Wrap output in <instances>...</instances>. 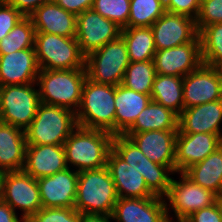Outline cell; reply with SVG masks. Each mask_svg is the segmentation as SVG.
<instances>
[{
    "instance_id": "13",
    "label": "cell",
    "mask_w": 222,
    "mask_h": 222,
    "mask_svg": "<svg viewBox=\"0 0 222 222\" xmlns=\"http://www.w3.org/2000/svg\"><path fill=\"white\" fill-rule=\"evenodd\" d=\"M156 50L169 49L198 37L196 20L187 15L165 12L151 25Z\"/></svg>"
},
{
    "instance_id": "23",
    "label": "cell",
    "mask_w": 222,
    "mask_h": 222,
    "mask_svg": "<svg viewBox=\"0 0 222 222\" xmlns=\"http://www.w3.org/2000/svg\"><path fill=\"white\" fill-rule=\"evenodd\" d=\"M221 122L222 99L184 109L179 115L178 133L222 134Z\"/></svg>"
},
{
    "instance_id": "11",
    "label": "cell",
    "mask_w": 222,
    "mask_h": 222,
    "mask_svg": "<svg viewBox=\"0 0 222 222\" xmlns=\"http://www.w3.org/2000/svg\"><path fill=\"white\" fill-rule=\"evenodd\" d=\"M2 200L15 212L20 209L25 221L42 208L37 180L23 170L6 172Z\"/></svg>"
},
{
    "instance_id": "9",
    "label": "cell",
    "mask_w": 222,
    "mask_h": 222,
    "mask_svg": "<svg viewBox=\"0 0 222 222\" xmlns=\"http://www.w3.org/2000/svg\"><path fill=\"white\" fill-rule=\"evenodd\" d=\"M112 149L126 163L141 173L148 189L155 196L161 198L166 196L172 179L169 175L175 174L168 166L151 161L124 135H114Z\"/></svg>"
},
{
    "instance_id": "1",
    "label": "cell",
    "mask_w": 222,
    "mask_h": 222,
    "mask_svg": "<svg viewBox=\"0 0 222 222\" xmlns=\"http://www.w3.org/2000/svg\"><path fill=\"white\" fill-rule=\"evenodd\" d=\"M113 137L105 130L78 126L63 144L67 166L77 172L105 167Z\"/></svg>"
},
{
    "instance_id": "10",
    "label": "cell",
    "mask_w": 222,
    "mask_h": 222,
    "mask_svg": "<svg viewBox=\"0 0 222 222\" xmlns=\"http://www.w3.org/2000/svg\"><path fill=\"white\" fill-rule=\"evenodd\" d=\"M177 174H180V179L175 180L172 177L168 193L164 197L169 222H175L173 217L170 218V208L174 212L176 222H183L192 213L214 204L219 199L211 190L195 184L184 173Z\"/></svg>"
},
{
    "instance_id": "3",
    "label": "cell",
    "mask_w": 222,
    "mask_h": 222,
    "mask_svg": "<svg viewBox=\"0 0 222 222\" xmlns=\"http://www.w3.org/2000/svg\"><path fill=\"white\" fill-rule=\"evenodd\" d=\"M115 86L97 83L88 77L84 82L77 124L87 129H100L115 135Z\"/></svg>"
},
{
    "instance_id": "38",
    "label": "cell",
    "mask_w": 222,
    "mask_h": 222,
    "mask_svg": "<svg viewBox=\"0 0 222 222\" xmlns=\"http://www.w3.org/2000/svg\"><path fill=\"white\" fill-rule=\"evenodd\" d=\"M23 18L24 16L6 0H0V40Z\"/></svg>"
},
{
    "instance_id": "24",
    "label": "cell",
    "mask_w": 222,
    "mask_h": 222,
    "mask_svg": "<svg viewBox=\"0 0 222 222\" xmlns=\"http://www.w3.org/2000/svg\"><path fill=\"white\" fill-rule=\"evenodd\" d=\"M36 32L75 37L77 16L54 1L37 8L30 16Z\"/></svg>"
},
{
    "instance_id": "21",
    "label": "cell",
    "mask_w": 222,
    "mask_h": 222,
    "mask_svg": "<svg viewBox=\"0 0 222 222\" xmlns=\"http://www.w3.org/2000/svg\"><path fill=\"white\" fill-rule=\"evenodd\" d=\"M119 198H148L155 195L137 170L126 163L113 149L110 150L106 164Z\"/></svg>"
},
{
    "instance_id": "46",
    "label": "cell",
    "mask_w": 222,
    "mask_h": 222,
    "mask_svg": "<svg viewBox=\"0 0 222 222\" xmlns=\"http://www.w3.org/2000/svg\"><path fill=\"white\" fill-rule=\"evenodd\" d=\"M5 175H6V172L4 170L0 169V201L3 198V188H4Z\"/></svg>"
},
{
    "instance_id": "40",
    "label": "cell",
    "mask_w": 222,
    "mask_h": 222,
    "mask_svg": "<svg viewBox=\"0 0 222 222\" xmlns=\"http://www.w3.org/2000/svg\"><path fill=\"white\" fill-rule=\"evenodd\" d=\"M183 222H222L221 198L214 204L192 213Z\"/></svg>"
},
{
    "instance_id": "2",
    "label": "cell",
    "mask_w": 222,
    "mask_h": 222,
    "mask_svg": "<svg viewBox=\"0 0 222 222\" xmlns=\"http://www.w3.org/2000/svg\"><path fill=\"white\" fill-rule=\"evenodd\" d=\"M118 198L115 184L107 166L78 172L74 208L80 214L111 216Z\"/></svg>"
},
{
    "instance_id": "14",
    "label": "cell",
    "mask_w": 222,
    "mask_h": 222,
    "mask_svg": "<svg viewBox=\"0 0 222 222\" xmlns=\"http://www.w3.org/2000/svg\"><path fill=\"white\" fill-rule=\"evenodd\" d=\"M222 145V134L177 133L175 173H184L189 167L204 160Z\"/></svg>"
},
{
    "instance_id": "20",
    "label": "cell",
    "mask_w": 222,
    "mask_h": 222,
    "mask_svg": "<svg viewBox=\"0 0 222 222\" xmlns=\"http://www.w3.org/2000/svg\"><path fill=\"white\" fill-rule=\"evenodd\" d=\"M39 72L35 48L0 54V87L36 83Z\"/></svg>"
},
{
    "instance_id": "34",
    "label": "cell",
    "mask_w": 222,
    "mask_h": 222,
    "mask_svg": "<svg viewBox=\"0 0 222 222\" xmlns=\"http://www.w3.org/2000/svg\"><path fill=\"white\" fill-rule=\"evenodd\" d=\"M200 38L202 63L211 65L222 59V23L203 27L198 34Z\"/></svg>"
},
{
    "instance_id": "45",
    "label": "cell",
    "mask_w": 222,
    "mask_h": 222,
    "mask_svg": "<svg viewBox=\"0 0 222 222\" xmlns=\"http://www.w3.org/2000/svg\"><path fill=\"white\" fill-rule=\"evenodd\" d=\"M210 66L215 70L218 78L222 81V59L213 62Z\"/></svg>"
},
{
    "instance_id": "28",
    "label": "cell",
    "mask_w": 222,
    "mask_h": 222,
    "mask_svg": "<svg viewBox=\"0 0 222 222\" xmlns=\"http://www.w3.org/2000/svg\"><path fill=\"white\" fill-rule=\"evenodd\" d=\"M178 120L175 112L151 100L126 132L178 130Z\"/></svg>"
},
{
    "instance_id": "12",
    "label": "cell",
    "mask_w": 222,
    "mask_h": 222,
    "mask_svg": "<svg viewBox=\"0 0 222 222\" xmlns=\"http://www.w3.org/2000/svg\"><path fill=\"white\" fill-rule=\"evenodd\" d=\"M120 34L119 26L93 9L86 10L77 16L75 38L85 57L106 43L116 40Z\"/></svg>"
},
{
    "instance_id": "33",
    "label": "cell",
    "mask_w": 222,
    "mask_h": 222,
    "mask_svg": "<svg viewBox=\"0 0 222 222\" xmlns=\"http://www.w3.org/2000/svg\"><path fill=\"white\" fill-rule=\"evenodd\" d=\"M165 12L164 0H130L128 27H151Z\"/></svg>"
},
{
    "instance_id": "22",
    "label": "cell",
    "mask_w": 222,
    "mask_h": 222,
    "mask_svg": "<svg viewBox=\"0 0 222 222\" xmlns=\"http://www.w3.org/2000/svg\"><path fill=\"white\" fill-rule=\"evenodd\" d=\"M68 168L63 145H26L23 171L35 179Z\"/></svg>"
},
{
    "instance_id": "35",
    "label": "cell",
    "mask_w": 222,
    "mask_h": 222,
    "mask_svg": "<svg viewBox=\"0 0 222 222\" xmlns=\"http://www.w3.org/2000/svg\"><path fill=\"white\" fill-rule=\"evenodd\" d=\"M92 9L121 29L128 27L130 0H94Z\"/></svg>"
},
{
    "instance_id": "36",
    "label": "cell",
    "mask_w": 222,
    "mask_h": 222,
    "mask_svg": "<svg viewBox=\"0 0 222 222\" xmlns=\"http://www.w3.org/2000/svg\"><path fill=\"white\" fill-rule=\"evenodd\" d=\"M80 215L75 208L42 207L26 222H80Z\"/></svg>"
},
{
    "instance_id": "19",
    "label": "cell",
    "mask_w": 222,
    "mask_h": 222,
    "mask_svg": "<svg viewBox=\"0 0 222 222\" xmlns=\"http://www.w3.org/2000/svg\"><path fill=\"white\" fill-rule=\"evenodd\" d=\"M164 198H118L111 218L116 222H169Z\"/></svg>"
},
{
    "instance_id": "43",
    "label": "cell",
    "mask_w": 222,
    "mask_h": 222,
    "mask_svg": "<svg viewBox=\"0 0 222 222\" xmlns=\"http://www.w3.org/2000/svg\"><path fill=\"white\" fill-rule=\"evenodd\" d=\"M16 214L8 203L0 201V222H26L22 217L19 219Z\"/></svg>"
},
{
    "instance_id": "26",
    "label": "cell",
    "mask_w": 222,
    "mask_h": 222,
    "mask_svg": "<svg viewBox=\"0 0 222 222\" xmlns=\"http://www.w3.org/2000/svg\"><path fill=\"white\" fill-rule=\"evenodd\" d=\"M26 145L25 131L0 122V169L5 172L23 170Z\"/></svg>"
},
{
    "instance_id": "30",
    "label": "cell",
    "mask_w": 222,
    "mask_h": 222,
    "mask_svg": "<svg viewBox=\"0 0 222 222\" xmlns=\"http://www.w3.org/2000/svg\"><path fill=\"white\" fill-rule=\"evenodd\" d=\"M120 36L127 46L130 62L154 59L156 48L151 27H125Z\"/></svg>"
},
{
    "instance_id": "32",
    "label": "cell",
    "mask_w": 222,
    "mask_h": 222,
    "mask_svg": "<svg viewBox=\"0 0 222 222\" xmlns=\"http://www.w3.org/2000/svg\"><path fill=\"white\" fill-rule=\"evenodd\" d=\"M36 29L30 17L19 21L7 36L0 40V54L34 48Z\"/></svg>"
},
{
    "instance_id": "6",
    "label": "cell",
    "mask_w": 222,
    "mask_h": 222,
    "mask_svg": "<svg viewBox=\"0 0 222 222\" xmlns=\"http://www.w3.org/2000/svg\"><path fill=\"white\" fill-rule=\"evenodd\" d=\"M34 48L40 69L85 68L86 57L75 37L36 32Z\"/></svg>"
},
{
    "instance_id": "31",
    "label": "cell",
    "mask_w": 222,
    "mask_h": 222,
    "mask_svg": "<svg viewBox=\"0 0 222 222\" xmlns=\"http://www.w3.org/2000/svg\"><path fill=\"white\" fill-rule=\"evenodd\" d=\"M156 75L154 60L130 62L121 84L135 92L151 95Z\"/></svg>"
},
{
    "instance_id": "8",
    "label": "cell",
    "mask_w": 222,
    "mask_h": 222,
    "mask_svg": "<svg viewBox=\"0 0 222 222\" xmlns=\"http://www.w3.org/2000/svg\"><path fill=\"white\" fill-rule=\"evenodd\" d=\"M36 83L0 87V122L25 131L33 121L40 105Z\"/></svg>"
},
{
    "instance_id": "29",
    "label": "cell",
    "mask_w": 222,
    "mask_h": 222,
    "mask_svg": "<svg viewBox=\"0 0 222 222\" xmlns=\"http://www.w3.org/2000/svg\"><path fill=\"white\" fill-rule=\"evenodd\" d=\"M151 100L179 116L184 110L183 77L157 74L153 81Z\"/></svg>"
},
{
    "instance_id": "47",
    "label": "cell",
    "mask_w": 222,
    "mask_h": 222,
    "mask_svg": "<svg viewBox=\"0 0 222 222\" xmlns=\"http://www.w3.org/2000/svg\"><path fill=\"white\" fill-rule=\"evenodd\" d=\"M221 214H222V198H221Z\"/></svg>"
},
{
    "instance_id": "7",
    "label": "cell",
    "mask_w": 222,
    "mask_h": 222,
    "mask_svg": "<svg viewBox=\"0 0 222 222\" xmlns=\"http://www.w3.org/2000/svg\"><path fill=\"white\" fill-rule=\"evenodd\" d=\"M127 46L119 36L86 57L87 77L97 83L117 86L129 66Z\"/></svg>"
},
{
    "instance_id": "17",
    "label": "cell",
    "mask_w": 222,
    "mask_h": 222,
    "mask_svg": "<svg viewBox=\"0 0 222 222\" xmlns=\"http://www.w3.org/2000/svg\"><path fill=\"white\" fill-rule=\"evenodd\" d=\"M66 168L37 180L41 204L44 208H74L77 196L78 172Z\"/></svg>"
},
{
    "instance_id": "18",
    "label": "cell",
    "mask_w": 222,
    "mask_h": 222,
    "mask_svg": "<svg viewBox=\"0 0 222 222\" xmlns=\"http://www.w3.org/2000/svg\"><path fill=\"white\" fill-rule=\"evenodd\" d=\"M222 99V81L215 70L201 64L183 77L184 109Z\"/></svg>"
},
{
    "instance_id": "16",
    "label": "cell",
    "mask_w": 222,
    "mask_h": 222,
    "mask_svg": "<svg viewBox=\"0 0 222 222\" xmlns=\"http://www.w3.org/2000/svg\"><path fill=\"white\" fill-rule=\"evenodd\" d=\"M178 130L125 132L140 151L151 161L168 166L175 173V148Z\"/></svg>"
},
{
    "instance_id": "5",
    "label": "cell",
    "mask_w": 222,
    "mask_h": 222,
    "mask_svg": "<svg viewBox=\"0 0 222 222\" xmlns=\"http://www.w3.org/2000/svg\"><path fill=\"white\" fill-rule=\"evenodd\" d=\"M78 127L76 114L67 108L40 103L25 130L27 145H63Z\"/></svg>"
},
{
    "instance_id": "37",
    "label": "cell",
    "mask_w": 222,
    "mask_h": 222,
    "mask_svg": "<svg viewBox=\"0 0 222 222\" xmlns=\"http://www.w3.org/2000/svg\"><path fill=\"white\" fill-rule=\"evenodd\" d=\"M214 23H222V0H202L196 18L198 32Z\"/></svg>"
},
{
    "instance_id": "44",
    "label": "cell",
    "mask_w": 222,
    "mask_h": 222,
    "mask_svg": "<svg viewBox=\"0 0 222 222\" xmlns=\"http://www.w3.org/2000/svg\"><path fill=\"white\" fill-rule=\"evenodd\" d=\"M111 216L102 214H81L80 222H110Z\"/></svg>"
},
{
    "instance_id": "27",
    "label": "cell",
    "mask_w": 222,
    "mask_h": 222,
    "mask_svg": "<svg viewBox=\"0 0 222 222\" xmlns=\"http://www.w3.org/2000/svg\"><path fill=\"white\" fill-rule=\"evenodd\" d=\"M184 174L195 184L222 198V145L204 160L189 167Z\"/></svg>"
},
{
    "instance_id": "25",
    "label": "cell",
    "mask_w": 222,
    "mask_h": 222,
    "mask_svg": "<svg viewBox=\"0 0 222 222\" xmlns=\"http://www.w3.org/2000/svg\"><path fill=\"white\" fill-rule=\"evenodd\" d=\"M115 135H123L151 101V95L135 92L122 84L115 86Z\"/></svg>"
},
{
    "instance_id": "15",
    "label": "cell",
    "mask_w": 222,
    "mask_h": 222,
    "mask_svg": "<svg viewBox=\"0 0 222 222\" xmlns=\"http://www.w3.org/2000/svg\"><path fill=\"white\" fill-rule=\"evenodd\" d=\"M153 60L156 74L185 77L202 64L200 38L177 47L156 50Z\"/></svg>"
},
{
    "instance_id": "41",
    "label": "cell",
    "mask_w": 222,
    "mask_h": 222,
    "mask_svg": "<svg viewBox=\"0 0 222 222\" xmlns=\"http://www.w3.org/2000/svg\"><path fill=\"white\" fill-rule=\"evenodd\" d=\"M66 11L78 16L80 13L92 9L94 0H53Z\"/></svg>"
},
{
    "instance_id": "39",
    "label": "cell",
    "mask_w": 222,
    "mask_h": 222,
    "mask_svg": "<svg viewBox=\"0 0 222 222\" xmlns=\"http://www.w3.org/2000/svg\"><path fill=\"white\" fill-rule=\"evenodd\" d=\"M202 0H164L166 12L181 14L196 20Z\"/></svg>"
},
{
    "instance_id": "4",
    "label": "cell",
    "mask_w": 222,
    "mask_h": 222,
    "mask_svg": "<svg viewBox=\"0 0 222 222\" xmlns=\"http://www.w3.org/2000/svg\"><path fill=\"white\" fill-rule=\"evenodd\" d=\"M86 79V68L69 70L40 69L37 77L40 102L67 108L76 113Z\"/></svg>"
},
{
    "instance_id": "42",
    "label": "cell",
    "mask_w": 222,
    "mask_h": 222,
    "mask_svg": "<svg viewBox=\"0 0 222 222\" xmlns=\"http://www.w3.org/2000/svg\"><path fill=\"white\" fill-rule=\"evenodd\" d=\"M16 8L24 17H29L37 8L53 0H6Z\"/></svg>"
}]
</instances>
